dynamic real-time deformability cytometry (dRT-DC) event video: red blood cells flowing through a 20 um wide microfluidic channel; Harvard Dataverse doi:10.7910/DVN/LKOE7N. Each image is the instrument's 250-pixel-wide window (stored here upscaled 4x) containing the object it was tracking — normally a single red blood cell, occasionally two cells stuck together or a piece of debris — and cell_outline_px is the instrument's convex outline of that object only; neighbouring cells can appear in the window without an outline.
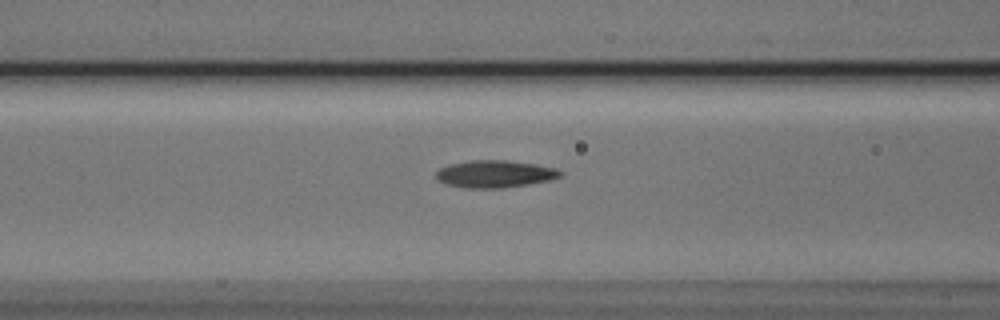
{"species": "Egyptian fruit bat (a non-hibernating species)", "species_latin": "Rousettus aegyptiacus", "temperature_condition": "cold", "stored_images_in_passage": 13, "camera_frame_rate_fps": 3000, "um_per_image_px": 0.085, "animal": {"sex": "male"}, "frame": {"image": 1, "passage_image": 11, "time_ms": 3.333, "image_size_px": [1000, 320], "cell_outline_px": [[560, 176], [548, 180], [528, 184], [504, 188], [464, 188], [448, 184], [436, 180], [436, 172], [440, 168], [452, 164], [472, 160], [508, 160], [536, 164], [556, 168], [560, 172]], "centroid_in_image_um": [42.04, 14.79], "position_along_channel_um": 124.6, "area_um2": 19.59}}